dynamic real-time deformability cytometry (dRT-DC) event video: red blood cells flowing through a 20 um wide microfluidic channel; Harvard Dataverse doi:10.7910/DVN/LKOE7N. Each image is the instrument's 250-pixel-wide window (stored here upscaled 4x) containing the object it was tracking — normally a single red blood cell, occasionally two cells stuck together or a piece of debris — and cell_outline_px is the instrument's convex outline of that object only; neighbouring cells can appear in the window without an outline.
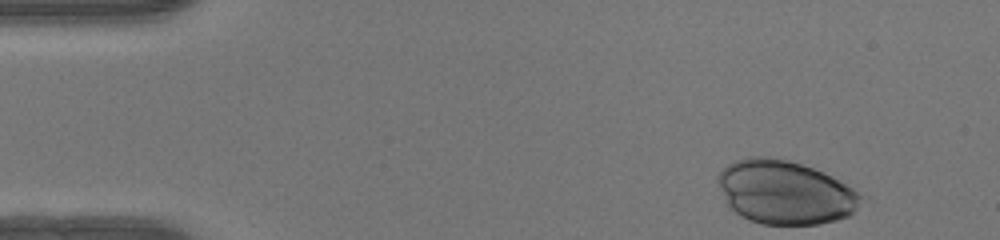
{"species": "human", "species_latin": "Homo sapiens", "temperature_condition": "warm", "stored_images_in_passage": 38, "camera_frame_rate_fps": 3000, "um_per_image_px": 0.085, "donor": {"sex": "female"}, "frame": {"image": 1, "passage_image": 1, "time_ms": 0.0, "image_size_px": [1000, 240], "cell_outline_px": [[868, 196], [848, 216], [836, 220], [816, 224], [760, 224], [748, 220], [740, 216], [728, 208], [716, 176], [728, 164], [736, 160], [748, 156], [768, 156], [788, 160], [824, 172], [832, 176]], "centroid_in_image_um": [66.74, 16.34], "position_along_channel_um": 18.3, "area_um2": 53.47}}
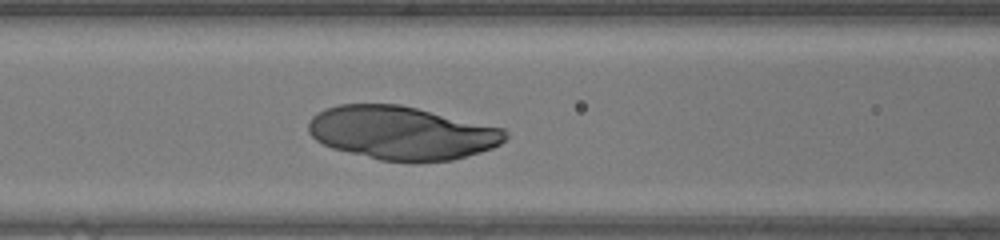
{"frame": {"image": 2, "passage_image": 17, "time_ms": 5.333, "image_size_px": [1000, 240], "cell_outline_px": [[508, 136], [500, 144], [492, 148], [480, 152], [452, 160], [416, 164], [380, 160], [332, 148], [316, 140], [308, 132], [308, 124], [312, 116], [316, 112], [324, 108], [340, 104], [400, 104], [504, 128], [508, 132]], "centroid_in_image_um": [34.15, 11.31], "position_along_channel_um": 132.4, "area_um2": 61.9}}
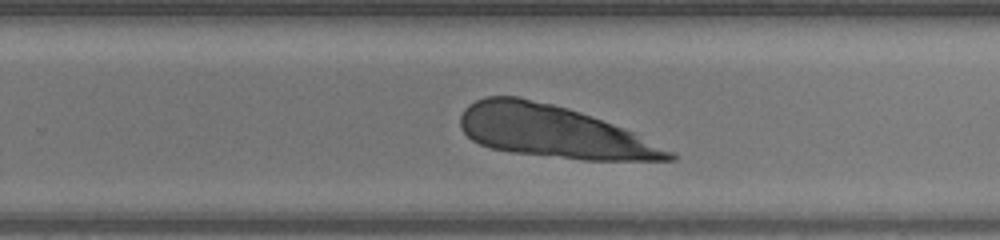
{"frame": {"image": 3, "passage_image": 28, "time_ms": 9.0, "image_size_px": [1000, 240], "cell_outline_px": [[676, 160], [584, 160], [512, 152], [492, 148], [480, 144], [472, 140], [460, 128], [460, 116], [464, 108], [468, 104], [484, 96], [516, 96], [552, 104], [568, 108], [592, 116], [632, 132], [676, 152]], "centroid_in_image_um": [47.01, 11.19], "position_along_channel_um": 282.8, "area_um2": 62.94}}